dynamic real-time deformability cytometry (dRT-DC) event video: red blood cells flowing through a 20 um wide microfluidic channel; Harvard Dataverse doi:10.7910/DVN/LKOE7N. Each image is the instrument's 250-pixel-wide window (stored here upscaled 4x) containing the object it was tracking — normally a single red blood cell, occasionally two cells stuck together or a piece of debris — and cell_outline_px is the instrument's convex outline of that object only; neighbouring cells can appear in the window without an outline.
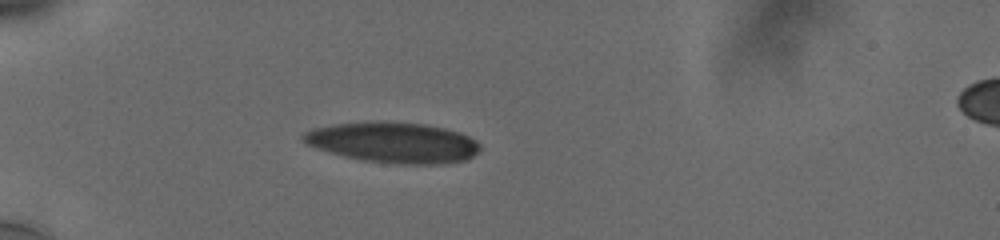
{"species": "human", "species_latin": "Homo sapiens", "temperature_condition": "cold", "stored_images_in_passage": 13, "camera_frame_rate_fps": 3000, "um_per_image_px": 0.085, "donor": {"sex": "male"}, "frame": {"image": 1, "passage_image": 6, "time_ms": 2.0, "image_size_px": [1000, 240], "cell_outline_px": [[480, 148], [472, 156], [464, 160], [436, 164], [400, 164], [364, 160], [344, 156], [316, 148], [308, 144], [304, 140], [304, 132], [312, 128], [336, 124], [424, 124], [444, 128], [468, 136], [476, 140], [480, 144]], "centroid_in_image_um": [33.46, 12.15], "position_along_channel_um": 51.5, "area_um2": 40.23}}
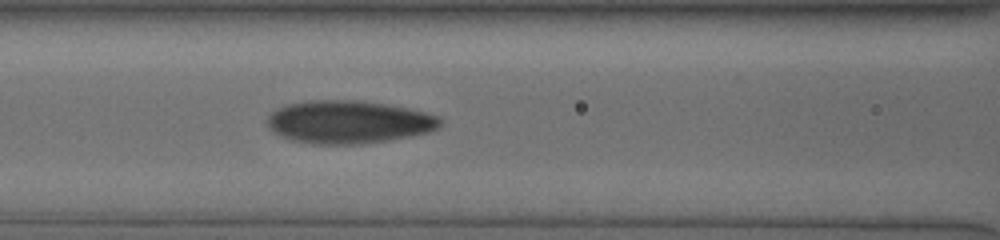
{"frame": {"image": 2, "passage_image": 13, "time_ms": 5.0, "image_size_px": [1000, 240], "cell_outline_px": [[440, 124], [436, 128], [428, 132], [412, 136], [388, 140], [360, 144], [312, 144], [292, 140], [268, 128], [268, 116], [276, 108], [284, 104], [304, 100], [360, 100], [384, 104], [424, 112], [436, 116], [440, 120]], "centroid_in_image_um": [29.57, 10.36], "position_along_channel_um": 137.0, "area_um2": 43.0}}